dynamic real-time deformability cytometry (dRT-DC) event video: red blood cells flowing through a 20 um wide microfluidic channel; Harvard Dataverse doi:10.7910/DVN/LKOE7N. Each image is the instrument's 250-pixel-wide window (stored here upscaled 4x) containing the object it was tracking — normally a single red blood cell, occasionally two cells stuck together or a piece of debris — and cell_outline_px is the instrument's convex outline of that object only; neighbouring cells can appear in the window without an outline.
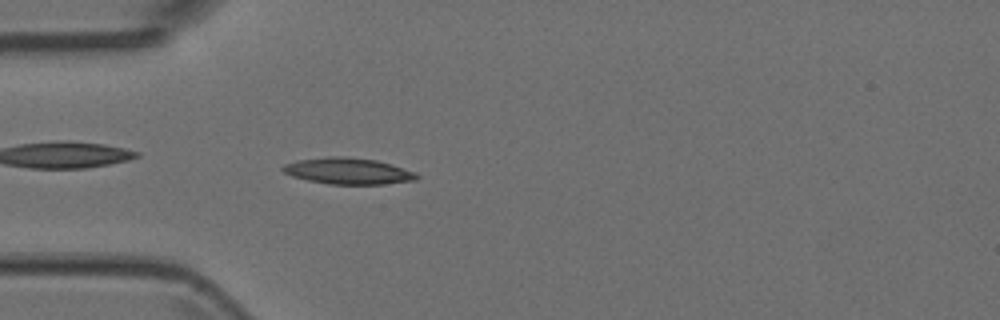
{"species": "Egyptian fruit bat (a non-hibernating species)", "species_latin": "Rousettus aegyptiacus", "temperature_condition": "room temperature", "stored_images_in_passage": 1, "camera_frame_rate_fps": 3000, "um_per_image_px": 0.085, "animal": {"sex": "female"}, "frame": {"image": 1, "passage_image": 1, "time_ms": 0.0, "image_size_px": [1000, 320], "cell_outline_px": [[420, 176], [416, 180], [384, 184], [328, 184], [308, 180], [292, 176], [284, 172], [280, 168], [284, 164], [296, 160], [328, 156], [344, 156], [376, 160], [392, 164], [416, 172]], "centroid_in_image_um": [29.59, 14.53], "position_along_channel_um": 55.4, "area_um2": 20.69}}